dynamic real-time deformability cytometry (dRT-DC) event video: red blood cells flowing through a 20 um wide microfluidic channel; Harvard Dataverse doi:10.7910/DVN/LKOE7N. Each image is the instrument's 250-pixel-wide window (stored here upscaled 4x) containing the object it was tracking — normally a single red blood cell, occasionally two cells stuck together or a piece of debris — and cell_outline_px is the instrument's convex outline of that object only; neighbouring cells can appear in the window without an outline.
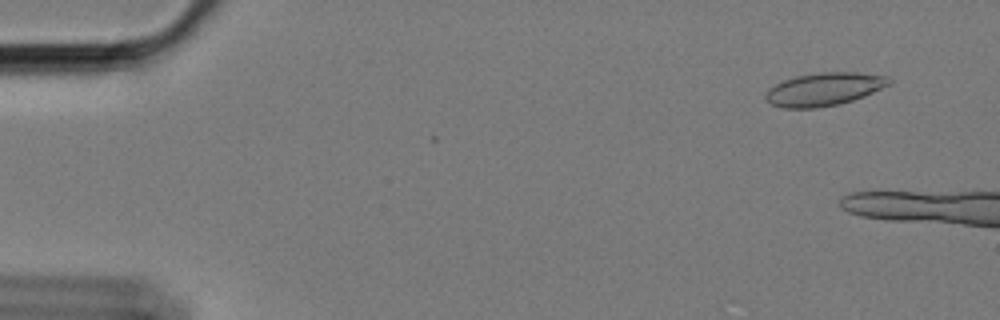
{"species": "Egyptian fruit bat (a non-hibernating species)", "species_latin": "Rousettus aegyptiacus", "temperature_condition": "cold", "stored_images_in_passage": 10, "camera_frame_rate_fps": 3000, "um_per_image_px": 0.085, "animal": {"sex": "female"}, "frame": {"image": 1, "passage_image": 5, "time_ms": 1.333, "image_size_px": [1000, 320], "cell_outline_px": [[892, 84], [864, 96], [840, 104], [816, 108], [784, 108], [772, 104], [764, 96], [768, 88], [784, 80], [796, 76], [820, 72], [856, 72], [888, 76], [892, 80]], "centroid_in_image_um": [70.08, 7.58], "position_along_channel_um": 14.9, "area_um2": 23.81}}